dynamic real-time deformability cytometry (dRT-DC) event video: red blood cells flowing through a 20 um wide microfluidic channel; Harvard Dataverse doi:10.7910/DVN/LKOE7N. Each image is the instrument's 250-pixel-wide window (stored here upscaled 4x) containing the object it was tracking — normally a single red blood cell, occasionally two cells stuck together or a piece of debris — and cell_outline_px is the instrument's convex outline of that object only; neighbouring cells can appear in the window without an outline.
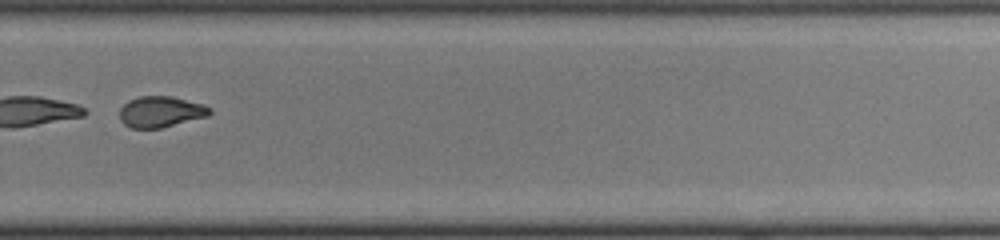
{"species": "common noctule bat (a hibernating species)", "species_latin": "Nyctalus noctula", "temperature_condition": "cold", "stored_images_in_passage": 43, "segment_of_instrument_passage": [2, 2], "camera_frame_rate_fps": 3000, "um_per_image_px": 0.085, "animal": {"sex": "female", "body_mass_g": 22.0, "forearm_length_mm": 56.7}, "frame": {"image": 1, "passage_image": 30, "time_ms": 9.667, "image_size_px": [1000, 240], "cell_outline_px": [[212, 112], [208, 116], [160, 128], [132, 128], [124, 124], [120, 120], [120, 108], [128, 100], [140, 96], [172, 96], [204, 104], [212, 108]], "centroid_in_image_um": [13.67, 9.49], "position_along_channel_um": 316.1, "area_um2": 16.36}}